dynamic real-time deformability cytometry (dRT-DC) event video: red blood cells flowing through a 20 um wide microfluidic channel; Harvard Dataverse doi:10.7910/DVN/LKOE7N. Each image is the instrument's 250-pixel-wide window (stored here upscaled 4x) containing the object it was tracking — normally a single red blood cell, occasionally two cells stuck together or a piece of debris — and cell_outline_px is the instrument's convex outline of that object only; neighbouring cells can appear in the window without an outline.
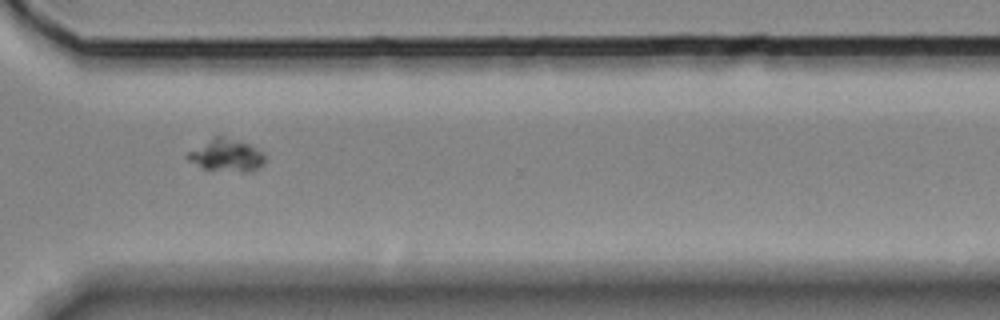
{"species": "Egyptian fruit bat (a non-hibernating species)", "species_latin": "Rousettus aegyptiacus", "temperature_condition": "room temperature", "stored_images_in_passage": 16, "camera_frame_rate_fps": 3000, "um_per_image_px": 0.085, "animal": {"sex": "female"}, "frame": {"image": 1, "passage_image": 12, "time_ms": 13.333, "image_size_px": [1000, 320], "cell_outline_px": [[264, 164], [260, 168], [252, 172], [240, 172], [204, 168], [188, 160], [184, 156], [188, 152], [212, 136], [220, 136], [248, 144], [264, 152]], "centroid_in_image_um": [19.26, 13.21], "position_along_channel_um": 351.3, "area_um2": 14.57}}
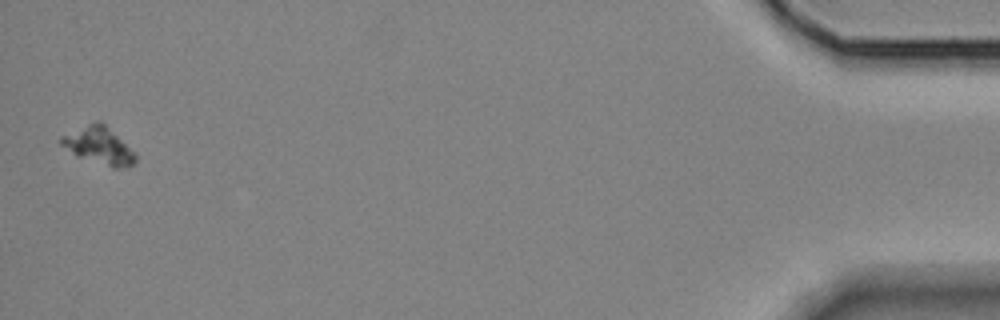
{"frame": {"image": 2, "passage_image": 16, "time_ms": 18.0, "image_size_px": [1000, 320], "cell_outline_px": [[136, 160], [132, 164], [120, 168], [112, 168], [76, 156], [60, 144], [60, 136], [96, 120], [100, 120], [136, 152]], "centroid_in_image_um": [8.41, 12.37], "position_along_channel_um": 426.8, "area_um2": 16.13}}